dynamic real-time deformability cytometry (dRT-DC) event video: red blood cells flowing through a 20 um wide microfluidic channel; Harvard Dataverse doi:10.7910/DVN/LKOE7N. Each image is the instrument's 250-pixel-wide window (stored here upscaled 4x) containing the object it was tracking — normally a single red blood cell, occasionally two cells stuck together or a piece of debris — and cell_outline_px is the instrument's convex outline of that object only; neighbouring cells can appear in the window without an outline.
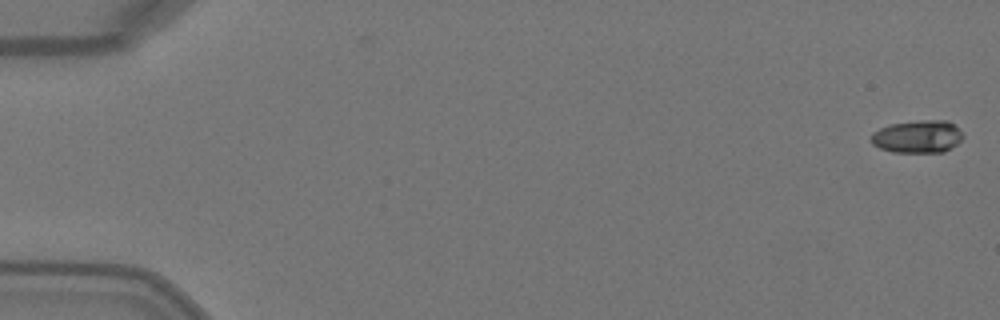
{"species": "Egyptian fruit bat (a non-hibernating species)", "species_latin": "Rousettus aegyptiacus", "temperature_condition": "warm", "stored_images_in_passage": 47, "camera_frame_rate_fps": 3000, "um_per_image_px": 0.085, "animal": {"sex": "female"}, "frame": {"image": 1, "passage_image": 1, "time_ms": 0.0, "image_size_px": [1000, 320], "cell_outline_px": [[964, 136], [956, 144], [944, 152], [892, 152], [880, 148], [872, 144], [872, 132], [880, 128], [892, 124], [920, 120], [948, 120]], "centroid_in_image_um": [77.98, 11.61], "position_along_channel_um": 7.0, "area_um2": 17.28}}
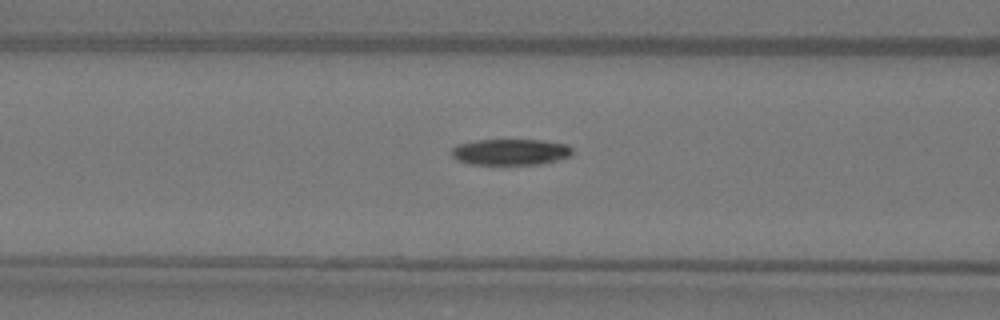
{"frame": {"image": 2, "passage_image": 21, "time_ms": 6.667, "image_size_px": [1000, 320], "cell_outline_px": [[572, 152], [568, 156], [556, 160], [540, 164], [500, 168], [472, 164], [456, 160], [452, 156], [452, 148], [456, 144], [476, 140], [540, 140], [568, 144], [572, 148]], "centroid_in_image_um": [43.33, 12.97], "position_along_channel_um": 123.3, "area_um2": 19.31}}
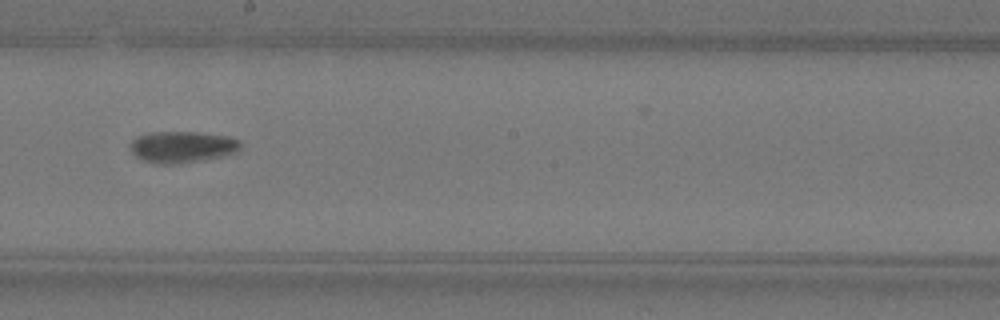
{"frame": {"image": 3, "passage_image": 29, "time_ms": 9.333, "image_size_px": [1000, 320], "cell_outline_px": [[240, 148], [236, 152], [220, 156], [180, 164], [156, 164], [144, 160], [136, 156], [128, 148], [132, 140], [136, 136], [152, 132], [196, 132], [228, 136], [240, 140]], "centroid_in_image_um": [15.45, 12.48], "position_along_channel_um": 232.8, "area_um2": 20.23}, "authors_computed_cell_mechanics": {"area_um2": 18.6116, "velocity_mm_per_s": 4.1079, "shape_relaxation_time_tau1_ms": 4.5408, "shape_relaxation_time_tau2_ms": 5.3125, "deformation_change_tau1": 0.1573, "deformation_change_tau2": 0.104}}